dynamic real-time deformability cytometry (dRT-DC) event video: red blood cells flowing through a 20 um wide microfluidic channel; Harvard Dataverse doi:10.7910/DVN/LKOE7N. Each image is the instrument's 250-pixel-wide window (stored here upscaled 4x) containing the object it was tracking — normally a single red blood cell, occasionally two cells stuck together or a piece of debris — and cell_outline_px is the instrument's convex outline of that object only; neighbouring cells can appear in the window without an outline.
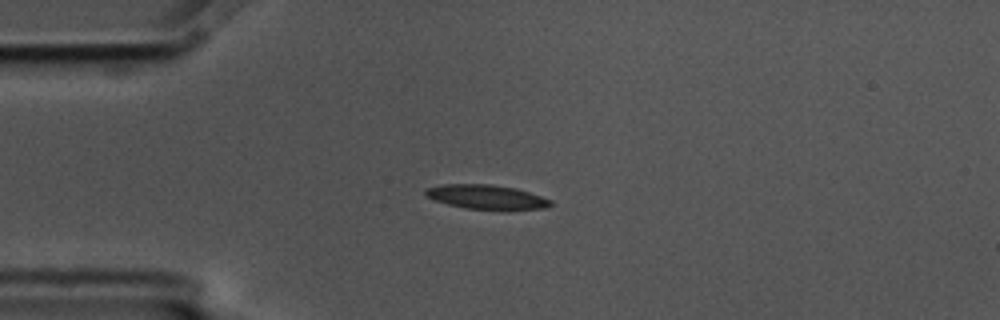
{"species": "common noctule bat (a hibernating species)", "species_latin": "Nyctalus noctula", "temperature_condition": "cold", "stored_images_in_passage": 12, "camera_frame_rate_fps": 3000, "um_per_image_px": 0.085, "animal": {"sex": "male", "body_mass_g": 17.5, "forearm_length_mm": 52.3}, "frame": {"image": 1, "passage_image": 3, "time_ms": 0.667, "image_size_px": [1000, 320], "cell_outline_px": [[552, 204], [544, 208], [508, 212], [504, 212], [464, 208], [448, 204], [424, 196], [424, 188], [444, 184], [492, 184], [516, 188], [552, 200]], "centroid_in_image_um": [41.37, 16.78], "position_along_channel_um": 43.6, "area_um2": 18.44}}
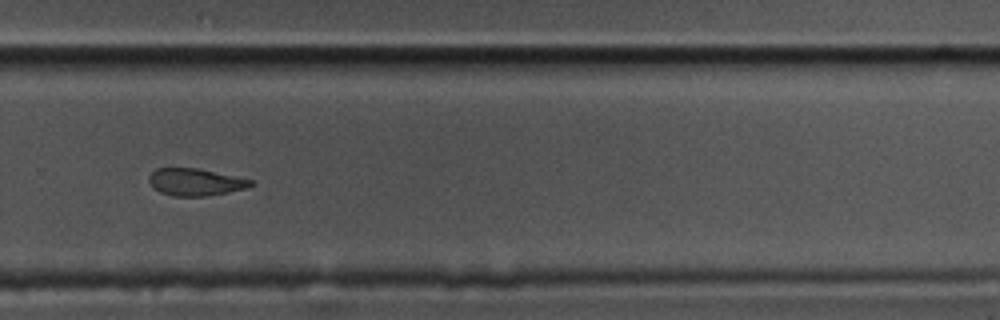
{"frame": {"image": 2, "passage_image": 10, "time_ms": 3.0, "image_size_px": [1000, 320], "cell_outline_px": [[256, 184], [248, 188], [228, 192], [204, 196], [172, 196], [160, 192], [152, 188], [148, 180], [148, 176], [156, 168], [200, 168], [252, 180]], "centroid_in_image_um": [16.6, 15.47], "position_along_channel_um": 313.2, "area_um2": 16.3}}
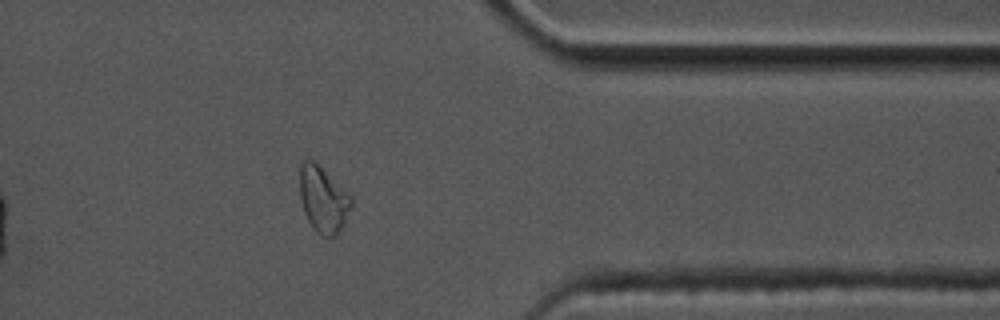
{"frame": {"image": 3, "passage_image": 12, "time_ms": 3.667, "image_size_px": [1000, 320], "cell_outline_px": [[352, 204], [344, 224], [336, 236], [320, 236], [312, 228], [304, 212], [300, 200], [300, 164], [304, 160], [312, 160], [352, 196]], "centroid_in_image_um": [27.46, 16.99], "position_along_channel_um": 383.9, "area_um2": 19.65}}